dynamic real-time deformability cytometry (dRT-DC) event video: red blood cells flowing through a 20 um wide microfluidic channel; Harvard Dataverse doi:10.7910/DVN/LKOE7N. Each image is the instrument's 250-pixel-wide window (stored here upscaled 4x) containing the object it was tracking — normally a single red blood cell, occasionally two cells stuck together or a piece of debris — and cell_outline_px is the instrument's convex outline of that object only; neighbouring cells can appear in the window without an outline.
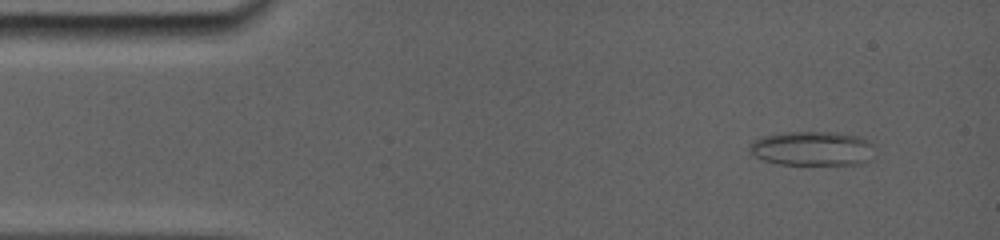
{"species": "common noctule bat (a hibernating species)", "species_latin": "Nyctalus noctula", "temperature_condition": "room temperature", "stored_images_in_passage": 7, "camera_frame_rate_fps": 5000, "um_per_image_px": 0.085, "animal": {"sex": "female", "body_mass_g": 19.0, "forearm_length_mm": 56.7}, "frame": {"image": 1, "passage_image": 2, "time_ms": 0.8, "image_size_px": [1000, 240], "cell_outline_px": [[852, 140], [840, 164], [784, 164], [768, 160], [760, 156], [756, 144], [772, 136], [804, 132], [808, 132], [848, 136]], "centroid_in_image_um": [68.42, 12.62], "position_along_channel_um": 16.6, "area_um2": 18.03}}
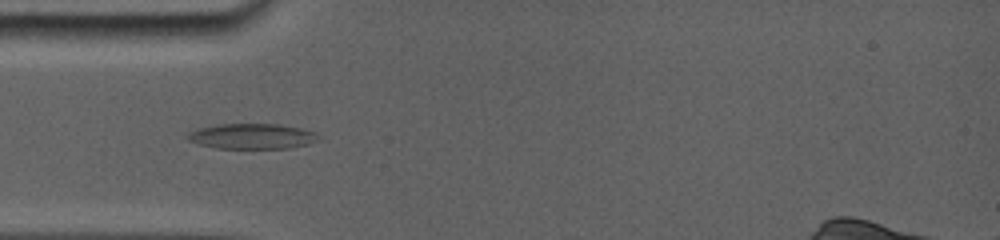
{"frame": {"image": 2, "passage_image": 6, "time_ms": 4.2, "image_size_px": [1000, 240], "cell_outline_px": [[312, 132], [304, 144], [284, 148], [220, 148], [188, 140], [188, 136], [192, 132], [204, 128], [220, 124], [272, 124], [296, 128]], "centroid_in_image_um": [21.26, 11.58], "position_along_channel_um": 63.7, "area_um2": 17.63}}
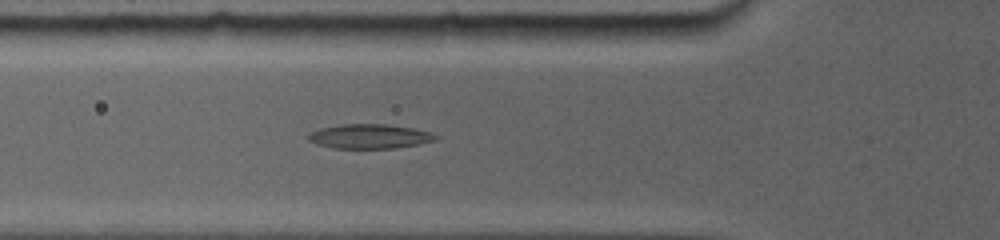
{"frame": {"image": 3, "passage_image": 7, "time_ms": 5.0, "image_size_px": [1000, 240], "cell_outline_px": [[436, 136], [432, 140], [416, 144], [392, 148], [336, 148], [316, 144], [308, 140], [308, 136], [312, 132], [320, 128], [344, 124], [384, 124], [408, 128], [428, 132]], "centroid_in_image_um": [31.31, 11.59], "position_along_channel_um": 94.5, "area_um2": 17.46}}